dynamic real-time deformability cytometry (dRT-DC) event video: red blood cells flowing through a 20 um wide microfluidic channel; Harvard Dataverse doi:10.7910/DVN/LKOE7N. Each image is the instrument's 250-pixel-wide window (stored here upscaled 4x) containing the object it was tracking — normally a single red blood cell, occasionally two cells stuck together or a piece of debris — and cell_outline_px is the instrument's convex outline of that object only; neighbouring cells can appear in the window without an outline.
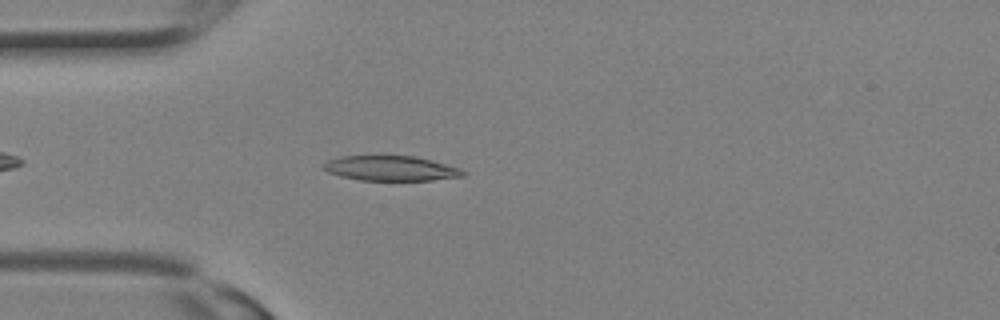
{"species": "Egyptian fruit bat (a non-hibernating species)", "species_latin": "Rousettus aegyptiacus", "temperature_condition": "room temperature", "stored_images_in_passage": 14, "camera_frame_rate_fps": 3000, "um_per_image_px": 0.085, "animal": {"sex": "female"}, "frame": {"image": 1, "passage_image": 3, "time_ms": 0.667, "image_size_px": [1000, 320], "cell_outline_px": [[468, 172], [464, 176], [432, 180], [360, 180], [340, 176], [328, 172], [320, 168], [320, 164], [328, 160], [340, 156], [376, 152], [416, 156], [432, 160], [460, 168]], "centroid_in_image_um": [33.14, 14.24], "position_along_channel_um": 51.9, "area_um2": 21.56}}
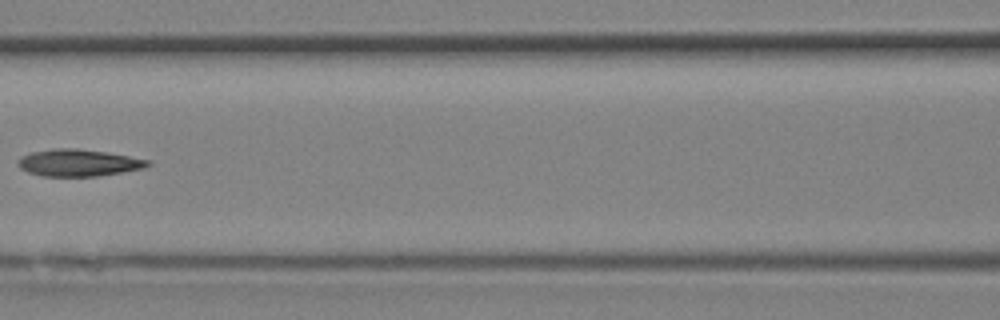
{"frame": {"image": 2, "passage_image": 8, "time_ms": 2.333, "image_size_px": [1000, 320], "cell_outline_px": [[152, 164], [144, 168], [96, 176], [44, 176], [28, 172], [20, 168], [16, 164], [16, 160], [20, 156], [32, 152], [52, 148], [76, 148], [108, 152], [152, 160]], "centroid_in_image_um": [6.66, 13.82], "position_along_channel_um": 159.9, "area_um2": 20.58}}
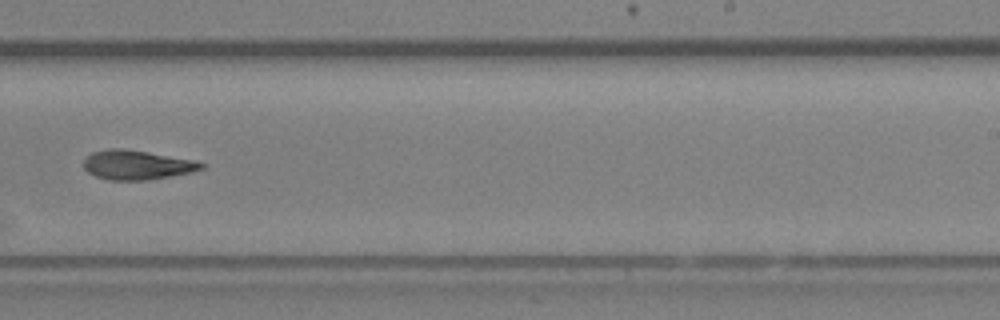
{"frame": {"image": 3, "passage_image": 13, "time_ms": 4.0, "image_size_px": [1000, 320], "cell_outline_px": [[204, 168], [192, 172], [148, 180], [108, 180], [96, 176], [88, 172], [84, 168], [84, 160], [92, 152], [108, 148], [120, 148], [148, 152], [196, 160], [204, 164]], "centroid_in_image_um": [11.64, 14.01], "position_along_channel_um": 277.4, "area_um2": 20.11}}